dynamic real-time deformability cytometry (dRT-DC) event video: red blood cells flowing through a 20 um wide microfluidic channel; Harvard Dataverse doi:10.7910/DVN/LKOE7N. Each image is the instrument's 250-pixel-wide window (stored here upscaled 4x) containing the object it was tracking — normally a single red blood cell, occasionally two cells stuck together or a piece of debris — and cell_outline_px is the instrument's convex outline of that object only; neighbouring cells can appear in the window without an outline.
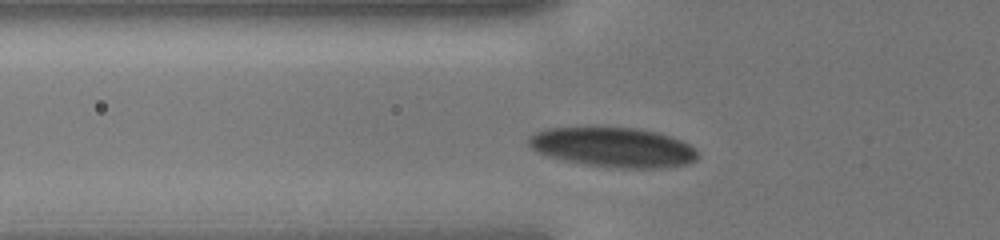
{"species": "human", "species_latin": "Homo sapiens", "temperature_condition": "cold", "stored_images_in_passage": 30, "camera_frame_rate_fps": 3000, "um_per_image_px": 0.085, "donor": {"sex": "male"}, "frame": {"image": 1, "passage_image": 6, "time_ms": 1.667, "image_size_px": [1000, 240], "cell_outline_px": [[700, 156], [696, 160], [688, 164], [668, 168], [624, 168], [584, 164], [548, 156], [536, 152], [528, 144], [528, 140], [536, 132], [548, 128], [636, 128], [656, 132], [680, 140], [696, 148]], "centroid_in_image_um": [52.18, 12.53], "position_along_channel_um": 73.6, "area_um2": 38.9}}
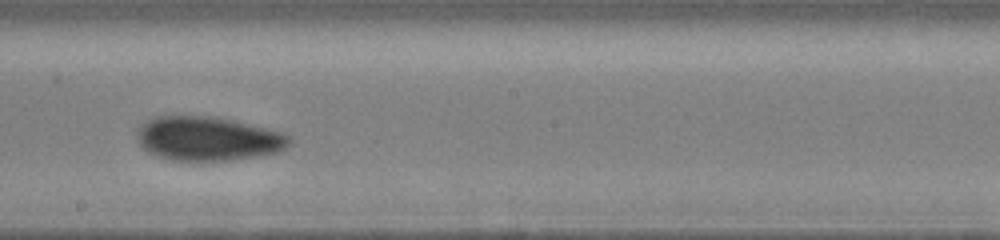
{"frame": {"image": 2, "passage_image": 16, "time_ms": 5.0, "image_size_px": [1000, 240], "cell_outline_px": [[292, 144], [288, 148], [280, 152], [260, 156], [232, 160], [172, 160], [156, 156], [148, 152], [136, 140], [136, 128], [140, 124], [156, 116], [216, 116], [280, 132], [288, 136], [292, 140]], "centroid_in_image_um": [17.66, 11.79], "position_along_channel_um": 230.5, "area_um2": 39.42}}
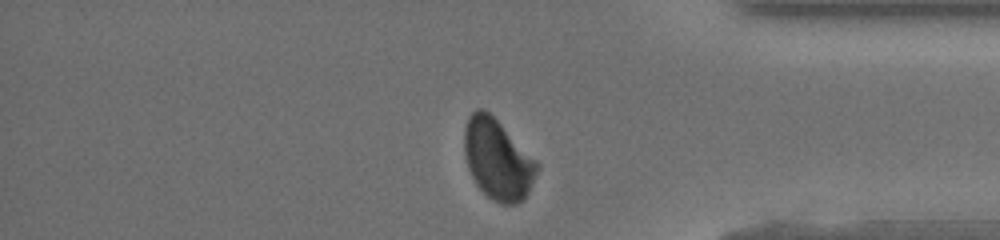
{"frame": {"image": 3, "passage_image": 27, "time_ms": 8.667, "image_size_px": [1000, 240], "cell_outline_px": [[540, 168], [524, 200], [516, 204], [500, 204], [492, 200], [476, 184], [468, 168], [464, 152], [464, 128], [468, 116], [476, 108], [480, 108], [488, 112], [540, 164]], "centroid_in_image_um": [42.3, 13.57], "position_along_channel_um": 392.9, "area_um2": 33.87}}